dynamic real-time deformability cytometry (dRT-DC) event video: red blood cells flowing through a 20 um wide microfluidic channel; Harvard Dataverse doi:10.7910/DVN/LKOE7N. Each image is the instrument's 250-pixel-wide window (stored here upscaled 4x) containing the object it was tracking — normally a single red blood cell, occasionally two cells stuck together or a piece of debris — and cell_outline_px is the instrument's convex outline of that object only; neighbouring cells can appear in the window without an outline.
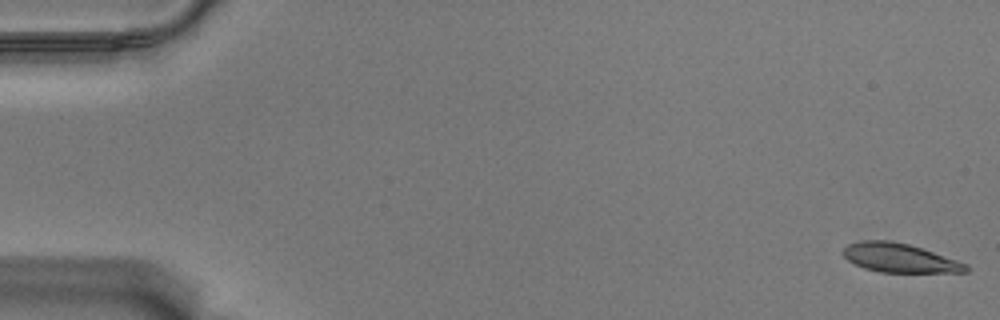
{"species": "Egyptian fruit bat (a non-hibernating species)", "species_latin": "Rousettus aegyptiacus", "temperature_condition": "warm", "stored_images_in_passage": 57, "camera_frame_rate_fps": 3000, "um_per_image_px": 0.085, "animal": {"sex": "male"}, "frame": {"image": 1, "passage_image": 1, "time_ms": 0.0, "image_size_px": [1000, 320], "cell_outline_px": [[968, 272], [880, 272], [864, 268], [848, 260], [840, 252], [848, 244], [860, 240], [888, 240], [908, 244], [968, 264]], "centroid_in_image_um": [76.42, 21.92], "position_along_channel_um": 8.6, "area_um2": 20.52}}
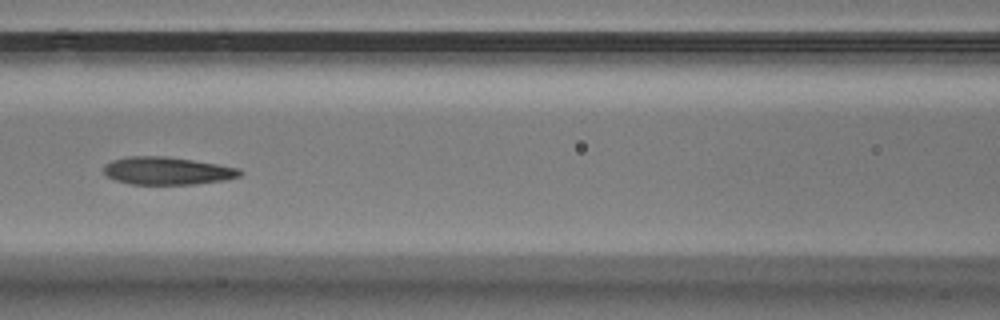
{"frame": {"image": 2, "passage_image": 26, "time_ms": 8.333, "image_size_px": [1000, 320], "cell_outline_px": [[244, 172], [240, 176], [224, 180], [196, 184], [132, 184], [116, 180], [108, 176], [104, 172], [104, 164], [112, 160], [124, 156], [168, 156], [240, 168]], "centroid_in_image_um": [14.21, 14.51], "position_along_channel_um": 152.4, "area_um2": 22.02}}
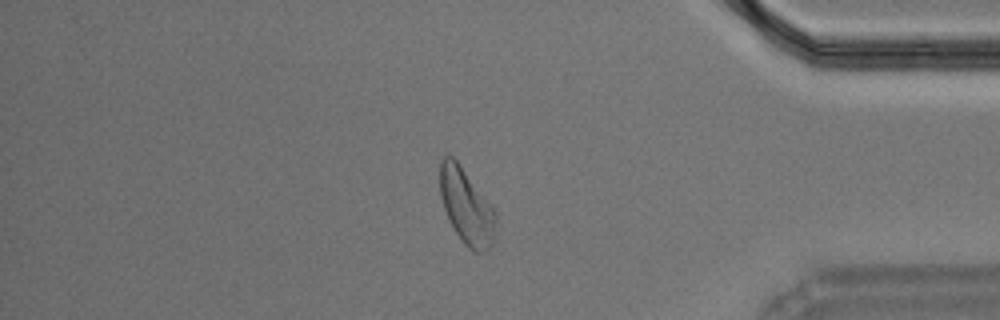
{"frame": {"image": 3, "passage_image": 49, "time_ms": 16.0, "image_size_px": [1000, 320], "cell_outline_px": [[496, 220], [492, 244], [484, 252], [476, 252], [468, 248], [464, 244], [456, 232], [444, 208], [440, 196], [440, 160], [444, 156], [452, 156], [460, 164], [496, 212]], "centroid_in_image_um": [39.64, 17.54], "position_along_channel_um": 395.6, "area_um2": 24.1}, "authors_computed_cell_mechanics": {"area_um2": 22.3108, "velocity_mm_per_s": 3.516, "shape_relaxation_time_tau1_ms": 3.2949, "shape_relaxation_time_tau2_ms": 1.7115, "deformation_change_tau1": 0.1522, "deformation_change_tau2": 0.0984}}